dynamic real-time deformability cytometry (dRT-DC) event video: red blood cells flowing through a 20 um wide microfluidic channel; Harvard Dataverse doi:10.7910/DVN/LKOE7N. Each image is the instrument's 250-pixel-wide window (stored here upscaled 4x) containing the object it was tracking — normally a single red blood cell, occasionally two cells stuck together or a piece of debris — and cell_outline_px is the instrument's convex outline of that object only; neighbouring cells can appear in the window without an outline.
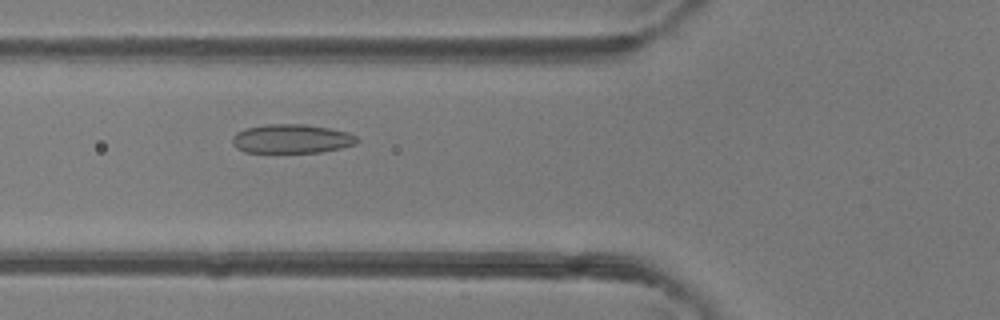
{"species": "common noctule bat (a hibernating species)", "species_latin": "Nyctalus noctula", "temperature_condition": "room temperature", "stored_images_in_passage": 47, "camera_frame_rate_fps": 3000, "um_per_image_px": 0.085, "animal": {"sex": "female"}, "frame": {"image": 1, "passage_image": 18, "time_ms": 5.667, "image_size_px": [1000, 320], "cell_outline_px": [[360, 140], [356, 144], [340, 148], [320, 152], [244, 152], [236, 148], [232, 144], [232, 136], [236, 132], [244, 128], [264, 124], [304, 124], [328, 128], [348, 132], [356, 136]], "centroid_in_image_um": [24.76, 11.79], "position_along_channel_um": 101.0, "area_um2": 21.21}}
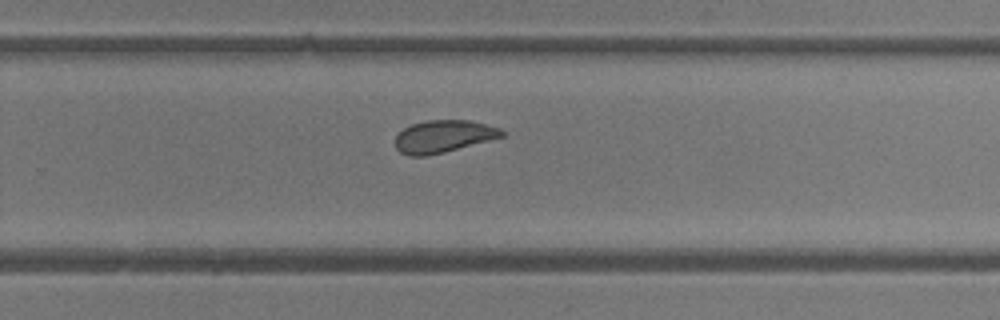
{"frame": {"image": 2, "passage_image": 31, "time_ms": 10.0, "image_size_px": [1000, 320], "cell_outline_px": [[504, 136], [444, 152], [424, 156], [408, 156], [400, 152], [396, 148], [396, 136], [404, 128], [412, 124], [428, 120], [472, 120], [500, 128], [504, 132]], "centroid_in_image_um": [37.69, 11.59], "position_along_channel_um": 292.1, "area_um2": 19.94}}
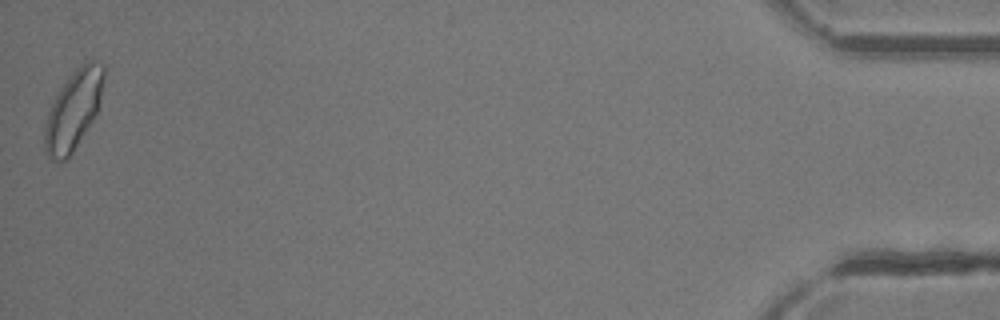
{"frame": {"image": 3, "passage_image": 47, "time_ms": 15.333, "image_size_px": [1000, 320], "cell_outline_px": [[104, 80], [96, 112], [92, 120], [72, 152], [64, 160], [52, 160], [44, 152], [44, 132], [48, 112], [60, 88], [76, 68], [88, 60], [92, 60], [104, 64]], "centroid_in_image_um": [6.23, 9.34], "position_along_channel_um": 429.0, "area_um2": 26.59}, "authors_computed_cell_mechanics": {"area_um2": 22.0796, "velocity_mm_per_s": 4.3959, "shape_relaxation_time_tau1_ms": 9.798, "shape_relaxation_time_tau2_ms": 1.1871, "deformation_change_tau1": 0.1923, "deformation_change_tau2": 0.0588}}